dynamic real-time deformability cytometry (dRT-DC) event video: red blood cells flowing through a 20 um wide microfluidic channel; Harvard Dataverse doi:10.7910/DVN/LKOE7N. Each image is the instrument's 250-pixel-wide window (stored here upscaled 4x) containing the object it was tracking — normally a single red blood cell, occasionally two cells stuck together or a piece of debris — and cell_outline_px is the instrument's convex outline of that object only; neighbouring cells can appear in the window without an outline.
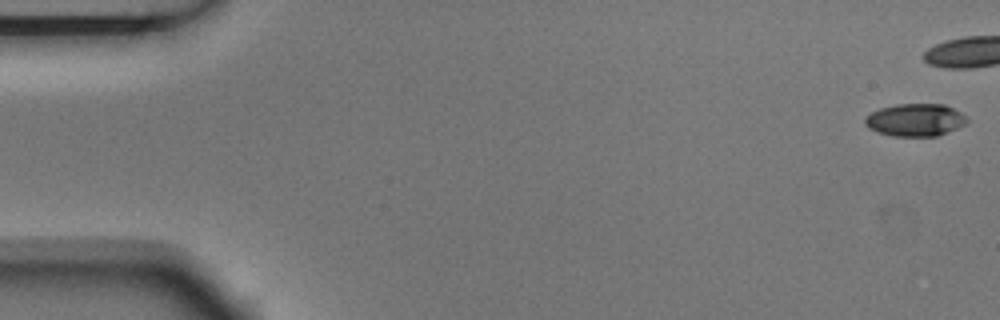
{"species": "Egyptian fruit bat (a non-hibernating species)", "species_latin": "Rousettus aegyptiacus", "temperature_condition": "room temperature", "stored_images_in_passage": 6, "camera_frame_rate_fps": 3000, "um_per_image_px": 0.085, "animal": {"sex": "male"}, "frame": {"image": 1, "passage_image": 1, "time_ms": 0.0, "image_size_px": [1000, 320], "cell_outline_px": [[968, 120], [964, 124], [948, 132], [936, 136], [892, 136], [868, 128], [864, 124], [864, 120], [872, 112], [880, 108], [896, 104], [944, 104], [960, 112]], "centroid_in_image_um": [77.78, 10.19], "position_along_channel_um": 7.2, "area_um2": 19.13}}
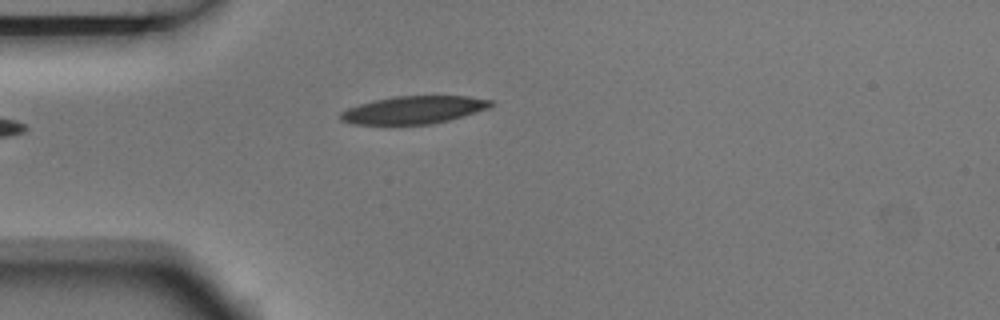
{"frame": {"image": 2, "passage_image": 6, "time_ms": 1.667, "image_size_px": [1000, 320], "cell_outline_px": [[492, 104], [488, 108], [476, 112], [448, 120], [432, 124], [352, 124], [340, 120], [340, 112], [348, 108], [360, 104], [392, 96], [468, 96], [492, 100]], "centroid_in_image_um": [35.15, 9.34], "position_along_channel_um": 49.9, "area_um2": 24.04}}